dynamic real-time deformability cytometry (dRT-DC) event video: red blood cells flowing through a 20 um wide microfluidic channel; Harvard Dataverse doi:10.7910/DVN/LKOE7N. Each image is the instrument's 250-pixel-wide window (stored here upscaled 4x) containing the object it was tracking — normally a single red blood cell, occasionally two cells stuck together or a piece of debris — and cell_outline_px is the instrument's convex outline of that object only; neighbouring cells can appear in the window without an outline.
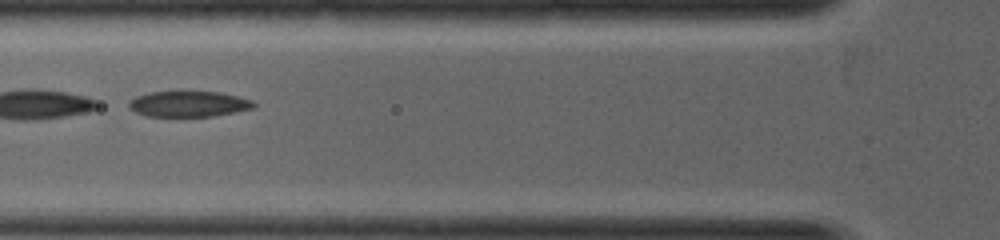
{"species": "common noctule bat (a hibernating species)", "species_latin": "Nyctalus noctula", "temperature_condition": "warm", "stored_images_in_passage": 15, "camera_frame_rate_fps": 5000, "um_per_image_px": 0.085, "animal": {"sex": "female", "body_mass_g": 19.0, "forearm_length_mm": 53.3}, "frame": {"image": 1, "passage_image": 3, "time_ms": 0.4, "image_size_px": [1000, 240], "cell_outline_px": [[256, 108], [236, 112], [212, 116], [148, 116], [136, 112], [128, 108], [128, 100], [136, 96], [148, 92], [220, 92], [252, 100], [256, 104]], "centroid_in_image_um": [16.03, 8.84], "position_along_channel_um": 109.8, "area_um2": 18.73}}
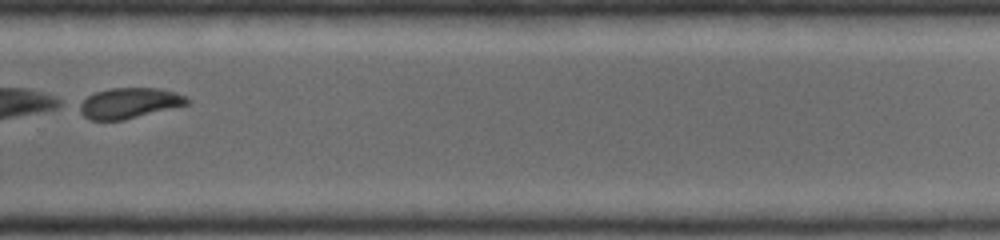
{"frame": {"image": 2, "passage_image": 15, "time_ms": 2.8, "image_size_px": [1000, 240], "cell_outline_px": [[192, 100], [188, 104], [124, 120], [88, 120], [80, 112], [76, 104], [88, 96], [96, 92], [108, 88], [160, 88], [176, 92]], "centroid_in_image_um": [10.95, 8.76], "position_along_channel_um": 318.8, "area_um2": 19.31}}